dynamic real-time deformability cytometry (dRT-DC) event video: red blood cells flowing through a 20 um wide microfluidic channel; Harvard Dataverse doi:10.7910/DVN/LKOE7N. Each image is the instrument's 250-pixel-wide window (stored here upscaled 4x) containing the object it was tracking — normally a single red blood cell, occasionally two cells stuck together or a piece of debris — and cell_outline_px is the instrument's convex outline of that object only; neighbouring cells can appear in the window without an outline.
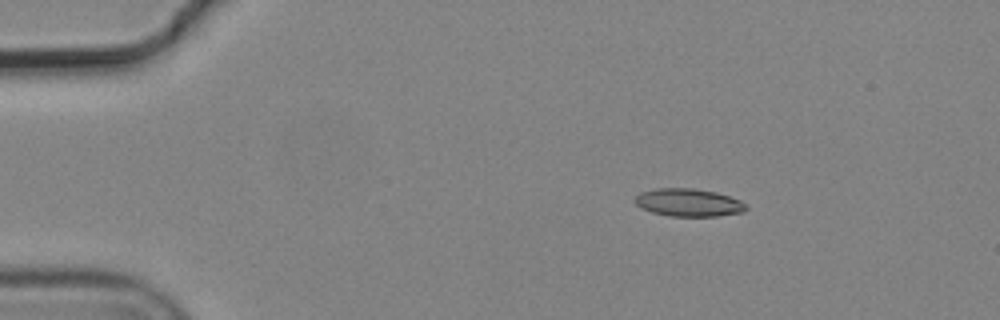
{"species": "common noctule bat (a hibernating species)", "species_latin": "Nyctalus noctula", "temperature_condition": "cold", "stored_images_in_passage": 6, "camera_frame_rate_fps": 3000, "um_per_image_px": 0.085, "animal": {"sex": "male", "body_mass_g": 19.2, "forearm_length_mm": 51.8}, "frame": {"image": 1, "passage_image": 2, "time_ms": 0.333, "image_size_px": [1000, 320], "cell_outline_px": [[748, 208], [744, 212], [716, 216], [668, 216], [652, 212], [640, 208], [632, 200], [640, 192], [656, 188], [692, 188], [716, 192], [740, 200]], "centroid_in_image_um": [58.48, 17.22], "position_along_channel_um": 26.5, "area_um2": 18.09}}
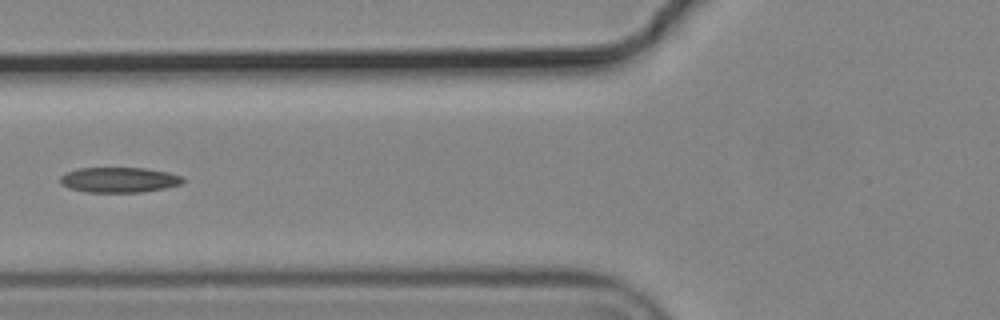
{"frame": {"image": 2, "passage_image": 5, "time_ms": 1.333, "image_size_px": [1000, 320], "cell_outline_px": [[184, 180], [180, 184], [164, 188], [140, 192], [88, 192], [68, 188], [60, 184], [60, 176], [64, 172], [80, 168], [144, 168], [168, 172], [184, 176]], "centroid_in_image_um": [10.09, 15.28], "position_along_channel_um": 115.7, "area_um2": 18.09}}
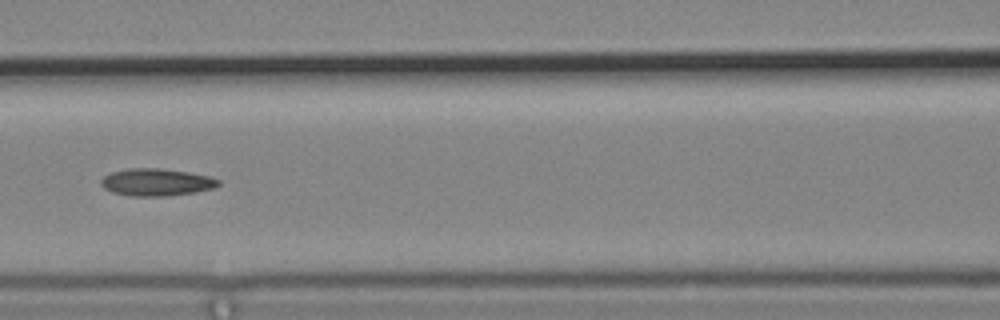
{"frame": {"image": 3, "passage_image": 6, "time_ms": 1.667, "image_size_px": [1000, 320], "cell_outline_px": [[220, 184], [216, 188], [196, 192], [164, 196], [132, 196], [112, 192], [104, 188], [100, 184], [100, 180], [104, 176], [112, 172], [128, 168], [160, 168], [188, 172], [208, 176], [220, 180]], "centroid_in_image_um": [13.3, 15.49], "position_along_channel_um": 153.3, "area_um2": 18.73}}